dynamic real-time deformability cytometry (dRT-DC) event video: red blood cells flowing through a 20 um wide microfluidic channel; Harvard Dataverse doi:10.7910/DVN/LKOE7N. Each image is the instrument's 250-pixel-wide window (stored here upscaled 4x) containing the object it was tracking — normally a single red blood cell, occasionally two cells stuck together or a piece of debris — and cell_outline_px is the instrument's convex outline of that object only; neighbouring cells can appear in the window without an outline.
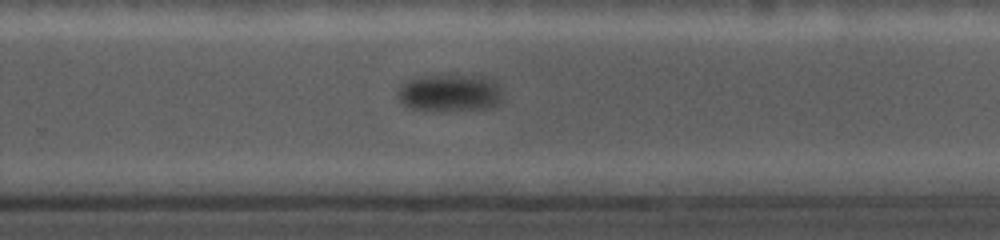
{"species": "common noctule bat (a hibernating species)", "species_latin": "Nyctalus noctula", "temperature_condition": "cold", "stored_images_in_passage": 10, "camera_frame_rate_fps": 5000, "um_per_image_px": 0.085, "animal": {"sex": "female", "body_mass_g": 19.0, "forearm_length_mm": 56.7}, "frame": {"image": 1, "passage_image": 10, "time_ms": 8.6, "image_size_px": [1000, 240], "cell_outline_px": [[500, 104], [488, 108], [412, 108], [404, 104], [400, 100], [400, 88], [404, 84], [412, 80], [424, 76], [492, 76], [496, 80], [500, 88]], "centroid_in_image_um": [38.35, 7.85], "position_along_channel_um": 291.4, "area_um2": 21.56}}